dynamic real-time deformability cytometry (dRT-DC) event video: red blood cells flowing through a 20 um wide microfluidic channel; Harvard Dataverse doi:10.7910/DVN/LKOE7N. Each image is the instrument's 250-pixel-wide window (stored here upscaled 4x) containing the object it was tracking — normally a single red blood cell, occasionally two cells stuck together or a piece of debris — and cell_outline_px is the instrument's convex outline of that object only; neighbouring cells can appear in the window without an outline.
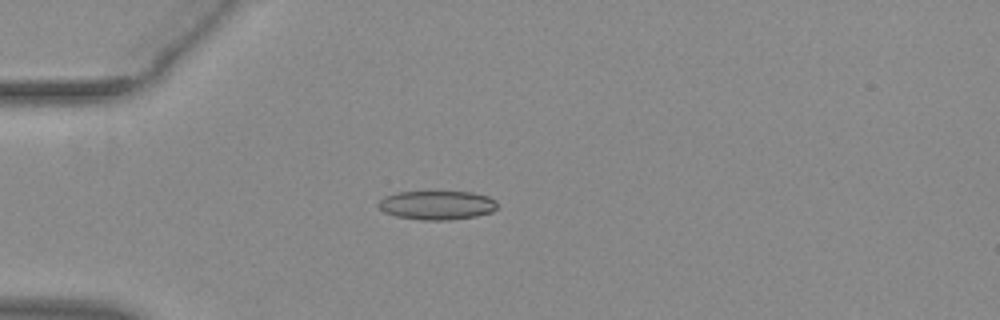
{"species": "common noctule bat (a hibernating species)", "species_latin": "Nyctalus noctula", "temperature_condition": "warm", "stored_images_in_passage": 53, "camera_frame_rate_fps": 3000, "um_per_image_px": 0.085, "animal": {"sex": "female", "body_mass_g": 29.2, "forearm_length_mm": 56.3}, "frame": {"image": 1, "passage_image": 15, "time_ms": 4.667, "image_size_px": [1000, 320], "cell_outline_px": [[496, 208], [492, 212], [476, 216], [448, 220], [420, 220], [396, 216], [384, 212], [376, 204], [384, 196], [396, 192], [428, 188], [472, 192], [488, 196], [496, 200]], "centroid_in_image_um": [37.1, 17.37], "position_along_channel_um": 47.9, "area_um2": 21.21}}
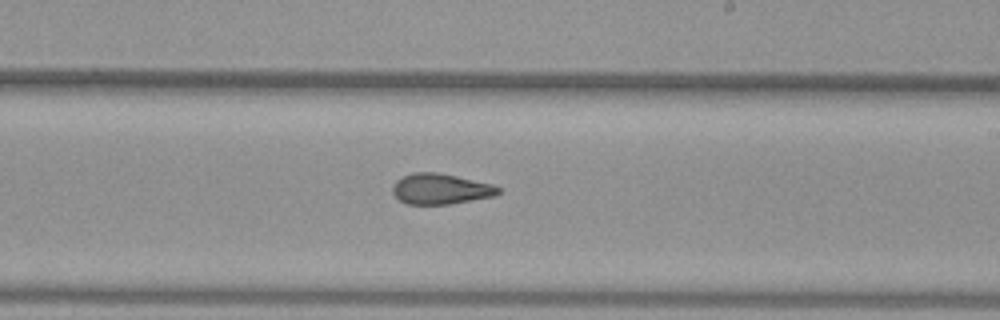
{"frame": {"image": 2, "passage_image": 32, "time_ms": 10.333, "image_size_px": [1000, 320], "cell_outline_px": [[500, 192], [496, 196], [448, 204], [404, 204], [392, 192], [392, 188], [396, 180], [412, 172], [436, 172], [456, 176], [492, 184], [500, 188]], "centroid_in_image_um": [37.44, 16.06], "position_along_channel_um": 251.6, "area_um2": 18.79}}
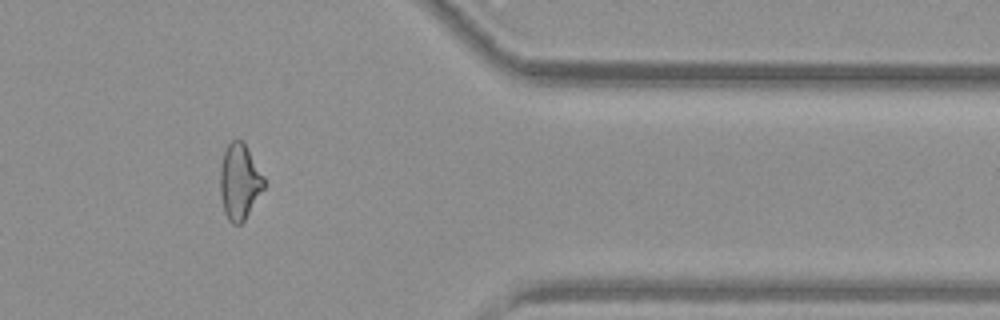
{"frame": {"image": 3, "passage_image": 44, "time_ms": 14.333, "image_size_px": [1000, 320], "cell_outline_px": [[264, 188], [244, 220], [240, 224], [232, 224], [228, 220], [224, 212], [220, 192], [220, 168], [224, 152], [228, 144], [232, 140], [240, 140], [244, 144], [264, 176]], "centroid_in_image_um": [20.34, 15.47], "position_along_channel_um": 391.1, "area_um2": 19.02}, "authors_computed_cell_mechanics": {"area_um2": 19.7098, "velocity_mm_per_s": 3.9515, "shape_relaxation_time_tau1_ms": null, "shape_relaxation_time_tau2_ms": 2.3388, "deformation_change_tau1": null, "deformation_change_tau2": 0.0948}}